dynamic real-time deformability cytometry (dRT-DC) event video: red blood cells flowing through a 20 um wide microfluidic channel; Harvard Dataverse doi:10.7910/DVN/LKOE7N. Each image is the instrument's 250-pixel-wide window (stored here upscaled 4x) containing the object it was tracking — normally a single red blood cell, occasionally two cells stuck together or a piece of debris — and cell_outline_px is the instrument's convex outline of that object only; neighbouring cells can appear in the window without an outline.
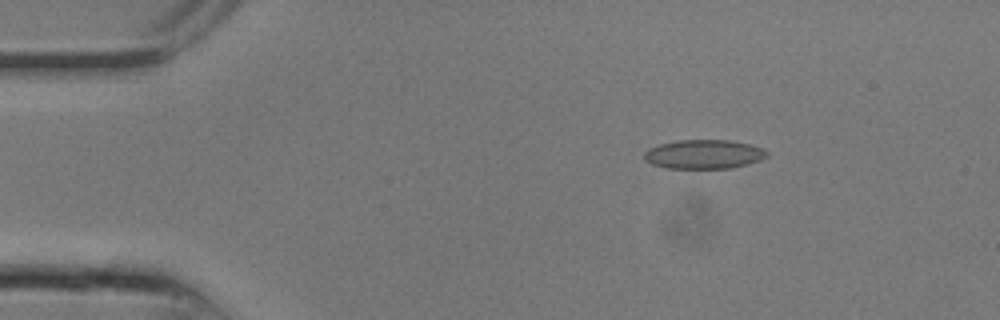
{"species": "common noctule bat (a hibernating species)", "species_latin": "Nyctalus noctula", "temperature_condition": "room temperature", "stored_images_in_passage": 9, "camera_frame_rate_fps": 3000, "um_per_image_px": 0.085, "animal": {"sex": "male", "body_mass_g": 13.3}, "frame": {"image": 1, "passage_image": 4, "time_ms": 1.0, "image_size_px": [1000, 320], "cell_outline_px": [[768, 156], [760, 160], [748, 164], [732, 168], [668, 168], [652, 164], [644, 160], [644, 152], [648, 148], [660, 144], [676, 140], [732, 140], [764, 148], [768, 152]], "centroid_in_image_um": [59.84, 13.11], "position_along_channel_um": 25.2, "area_um2": 20.92}}
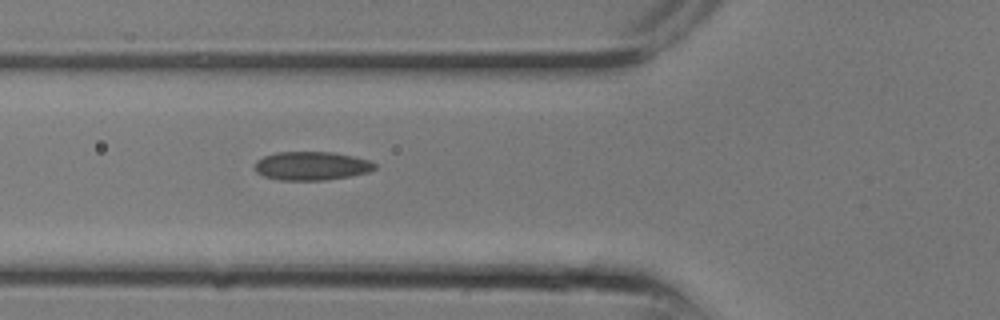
{"frame": {"image": 2, "passage_image": 9, "time_ms": 2.667, "image_size_px": [1000, 320], "cell_outline_px": [[376, 168], [368, 172], [352, 176], [324, 180], [280, 180], [264, 176], [256, 172], [252, 168], [256, 160], [264, 156], [276, 152], [332, 152], [372, 160], [376, 164]], "centroid_in_image_um": [26.47, 14.1], "position_along_channel_um": 99.3, "area_um2": 20.23}}